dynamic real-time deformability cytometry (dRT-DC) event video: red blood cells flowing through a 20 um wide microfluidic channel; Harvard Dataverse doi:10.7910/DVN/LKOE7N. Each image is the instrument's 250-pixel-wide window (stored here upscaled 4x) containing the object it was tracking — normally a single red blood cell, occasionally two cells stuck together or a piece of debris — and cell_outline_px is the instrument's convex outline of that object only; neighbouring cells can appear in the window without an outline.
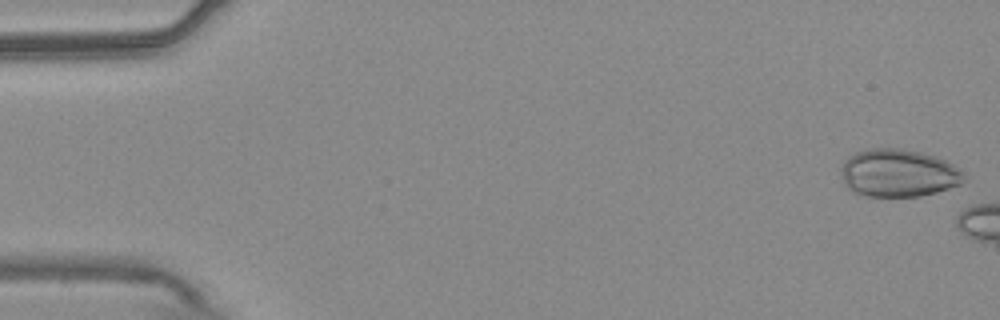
{"species": "common noctule bat (a hibernating species)", "species_latin": "Nyctalus noctula", "temperature_condition": "warm", "stored_images_in_passage": 15, "camera_frame_rate_fps": 3000, "um_per_image_px": 0.085, "animal": {"sex": "male", "body_mass_g": 20.4}, "frame": {"image": 1, "passage_image": 1, "time_ms": 0.0, "image_size_px": [1000, 320], "cell_outline_px": [[968, 180], [960, 184], [936, 192], [920, 196], [868, 196], [852, 192], [844, 184], [840, 168], [844, 160], [848, 156], [856, 152], [872, 148], [900, 148], [920, 152], [944, 160], [960, 168], [964, 172]], "centroid_in_image_um": [76.36, 14.71], "position_along_channel_um": 8.6, "area_um2": 34.39}}